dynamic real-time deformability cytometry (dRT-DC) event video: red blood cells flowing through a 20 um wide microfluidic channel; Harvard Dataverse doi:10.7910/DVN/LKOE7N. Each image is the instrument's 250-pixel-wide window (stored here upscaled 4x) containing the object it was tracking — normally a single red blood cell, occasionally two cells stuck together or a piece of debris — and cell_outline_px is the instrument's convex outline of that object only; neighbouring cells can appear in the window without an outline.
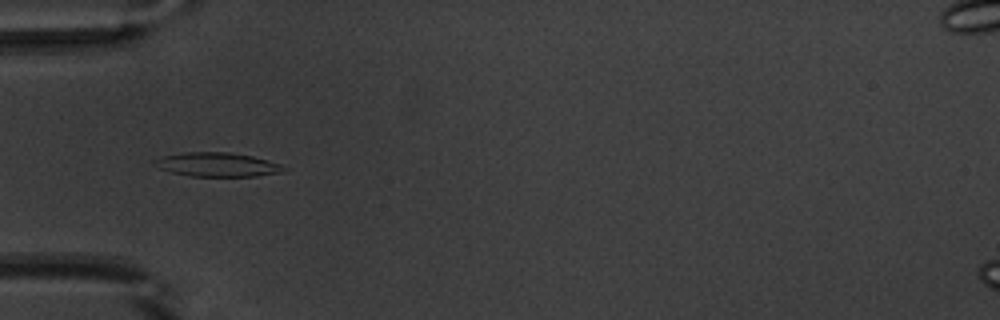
{"species": "common noctule bat (a hibernating species)", "species_latin": "Nyctalus noctula", "temperature_condition": "warm", "stored_images_in_passage": 49, "camera_frame_rate_fps": 3000, "um_per_image_px": 0.085, "animal": {"sex": "male", "body_mass_g": 20.1, "forearm_length_mm": 53.5}, "frame": {"image": 1, "passage_image": 14, "time_ms": 4.333, "image_size_px": [1000, 320], "cell_outline_px": [[288, 168], [280, 172], [256, 176], [192, 176], [172, 172], [160, 168], [152, 160], [164, 156], [184, 152], [228, 152], [252, 156], [268, 160], [280, 164]], "centroid_in_image_um": [18.49, 13.98], "position_along_channel_um": 66.5, "area_um2": 17.86}}
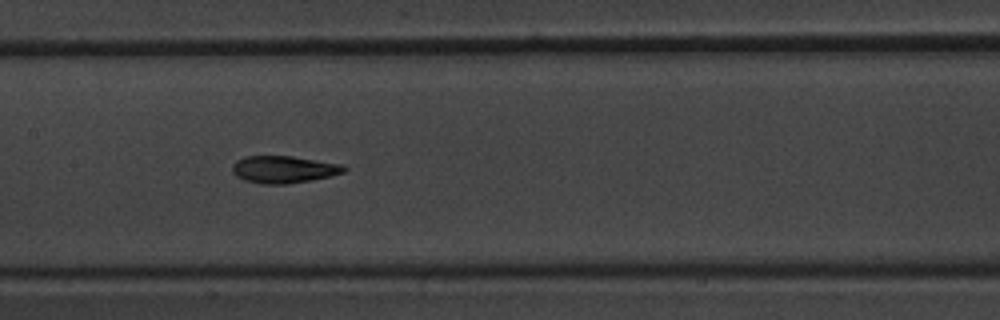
{"frame": {"image": 2, "passage_image": 23, "time_ms": 7.333, "image_size_px": [1000, 320], "cell_outline_px": [[348, 168], [344, 172], [312, 180], [288, 184], [260, 184], [244, 180], [236, 176], [232, 172], [232, 164], [236, 160], [244, 156], [292, 156], [344, 164]], "centroid_in_image_um": [24.1, 14.4], "position_along_channel_um": 183.3, "area_um2": 17.92}}
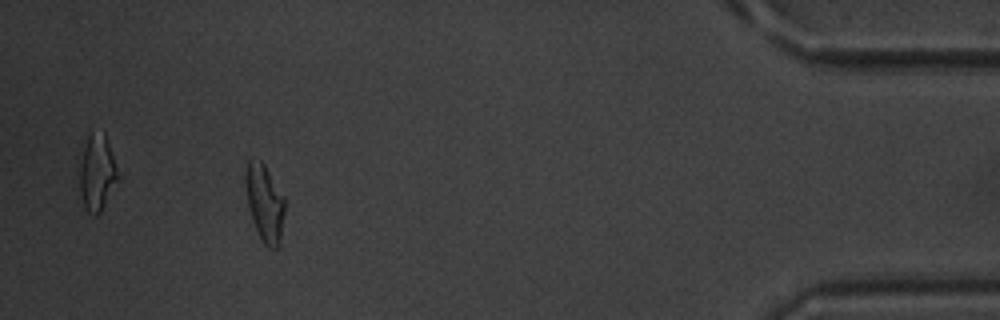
{"frame": {"image": 3, "passage_image": 45, "time_ms": 14.667, "image_size_px": [1000, 320], "cell_outline_px": [[284, 212], [280, 244], [276, 248], [268, 248], [264, 244], [256, 228], [248, 204], [244, 184], [244, 172], [248, 160], [260, 160], [264, 164], [284, 196]], "centroid_in_image_um": [22.49, 17.22], "position_along_channel_um": 412.7, "area_um2": 17.51}, "authors_computed_cell_mechanics": {"area_um2": 17.918, "velocity_mm_per_s": 3.896, "shape_relaxation_time_tau1_ms": 4.0023, "shape_relaxation_time_tau2_ms": 2.3312, "deformation_change_tau1": 0.209, "deformation_change_tau2": 0.1117}}